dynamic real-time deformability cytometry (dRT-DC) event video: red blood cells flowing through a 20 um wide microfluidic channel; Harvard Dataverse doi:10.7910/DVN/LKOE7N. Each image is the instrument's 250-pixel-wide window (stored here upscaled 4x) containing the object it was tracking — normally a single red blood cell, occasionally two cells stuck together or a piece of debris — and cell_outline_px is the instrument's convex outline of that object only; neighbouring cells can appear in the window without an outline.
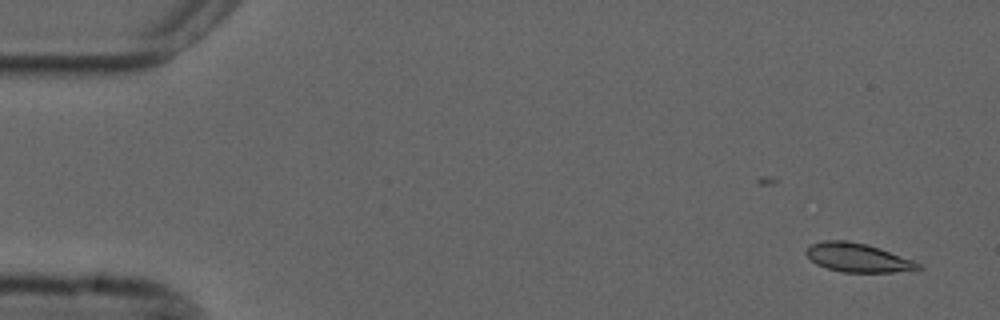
{"species": "common noctule bat (a hibernating species)", "species_latin": "Nyctalus noctula", "temperature_condition": "cold", "stored_images_in_passage": 49, "camera_frame_rate_fps": 3000, "um_per_image_px": 0.085, "animal": {"sex": "male", "forearm_length_mm": 52.5}, "frame": {"image": 1, "passage_image": 3, "time_ms": 0.667, "image_size_px": [1000, 320], "cell_outline_px": [[924, 268], [892, 272], [840, 272], [816, 264], [804, 252], [812, 244], [824, 240], [848, 240], [868, 244], [880, 248], [912, 260], [920, 264]], "centroid_in_image_um": [72.9, 21.89], "position_along_channel_um": 12.1, "area_um2": 18.67}}
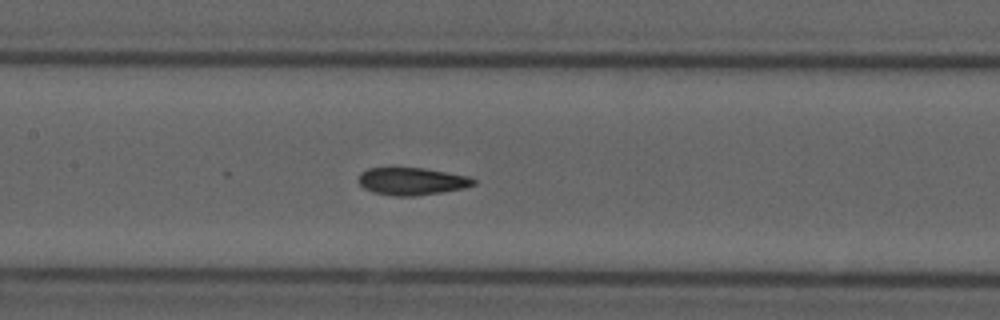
{"frame": {"image": 2, "passage_image": 26, "time_ms": 8.333, "image_size_px": [1000, 320], "cell_outline_px": [[476, 184], [464, 188], [440, 192], [412, 196], [396, 196], [372, 192], [364, 188], [356, 180], [360, 172], [368, 168], [424, 168], [468, 176], [476, 180]], "centroid_in_image_um": [34.97, 15.4], "position_along_channel_um": 172.4, "area_um2": 18.38}}
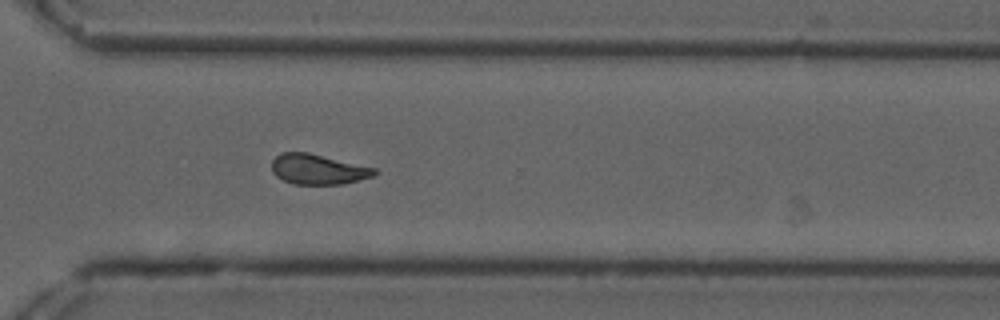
{"frame": {"image": 3, "passage_image": 40, "time_ms": 13.0, "image_size_px": [1000, 320], "cell_outline_px": [[380, 172], [372, 176], [340, 184], [292, 184], [276, 176], [272, 172], [272, 160], [280, 152], [308, 152], [376, 168]], "centroid_in_image_um": [27.01, 14.38], "position_along_channel_um": 343.6, "area_um2": 18.03}, "authors_computed_cell_mechanics": {"area_um2": 18.496, "velocity_mm_per_s": 3.6779, "shape_relaxation_time_tau1_ms": 5.9292, "shape_relaxation_time_tau2_ms": 2.5227, "deformation_change_tau1": 0.1594, "deformation_change_tau2": 0.0799}}